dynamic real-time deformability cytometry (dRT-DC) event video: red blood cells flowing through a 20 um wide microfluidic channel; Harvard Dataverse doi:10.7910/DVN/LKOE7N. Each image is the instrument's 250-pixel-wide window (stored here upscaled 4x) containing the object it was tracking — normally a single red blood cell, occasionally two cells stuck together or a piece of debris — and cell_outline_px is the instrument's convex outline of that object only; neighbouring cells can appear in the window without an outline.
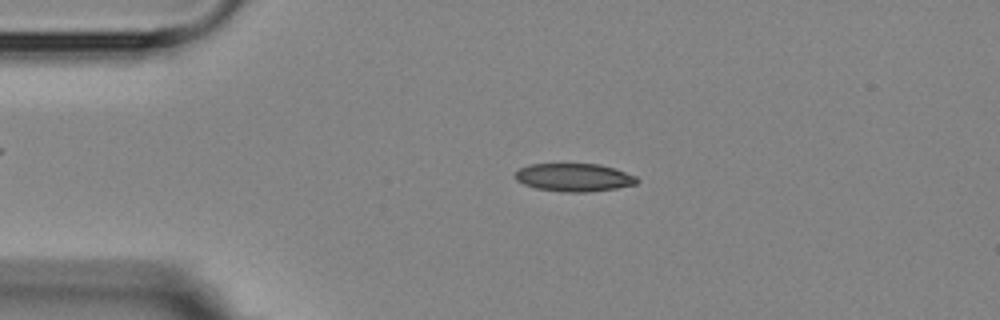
{"species": "Egyptian fruit bat (a non-hibernating species)", "species_latin": "Rousettus aegyptiacus", "temperature_condition": "room temperature", "stored_images_in_passage": 4, "segment_of_instrument_passage": [1, 2], "camera_frame_rate_fps": 3000, "um_per_image_px": 0.085, "animal": {"sex": "female"}, "frame": {"image": 1, "passage_image": 2, "time_ms": 1.0, "image_size_px": [1000, 320], "cell_outline_px": [[640, 180], [636, 184], [616, 188], [584, 192], [564, 192], [536, 188], [524, 184], [516, 180], [512, 176], [520, 168], [528, 164], [600, 164], [616, 168], [636, 176]], "centroid_in_image_um": [48.79, 15.07], "position_along_channel_um": 36.2, "area_um2": 20.0}}